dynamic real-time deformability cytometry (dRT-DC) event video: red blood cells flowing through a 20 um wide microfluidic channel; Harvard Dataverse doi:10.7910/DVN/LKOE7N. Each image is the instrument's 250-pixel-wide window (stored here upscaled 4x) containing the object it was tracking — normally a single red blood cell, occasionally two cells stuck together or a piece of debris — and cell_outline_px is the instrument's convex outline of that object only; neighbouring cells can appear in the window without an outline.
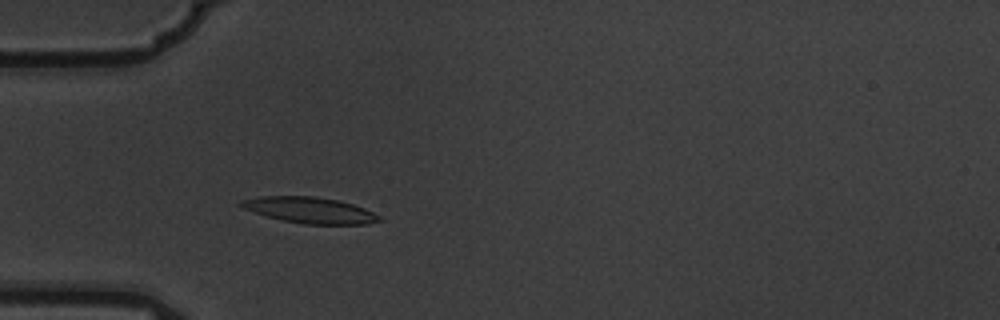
{"species": "common noctule bat (a hibernating species)", "species_latin": "Nyctalus noctula", "temperature_condition": "warm", "stored_images_in_passage": 3, "camera_frame_rate_fps": 3000, "um_per_image_px": 0.085, "animal": {"sex": "male", "body_mass_g": 19.5, "forearm_length_mm": 54.6}, "frame": {"image": 1, "passage_image": 3, "time_ms": 0.667, "image_size_px": [1000, 320], "cell_outline_px": [[384, 220], [368, 224], [304, 224], [284, 220], [268, 216], [244, 208], [236, 204], [240, 200], [260, 196], [312, 196], [336, 200], [352, 204], [364, 208], [380, 216]], "centroid_in_image_um": [26.34, 17.86], "position_along_channel_um": 58.7, "area_um2": 20.75}}